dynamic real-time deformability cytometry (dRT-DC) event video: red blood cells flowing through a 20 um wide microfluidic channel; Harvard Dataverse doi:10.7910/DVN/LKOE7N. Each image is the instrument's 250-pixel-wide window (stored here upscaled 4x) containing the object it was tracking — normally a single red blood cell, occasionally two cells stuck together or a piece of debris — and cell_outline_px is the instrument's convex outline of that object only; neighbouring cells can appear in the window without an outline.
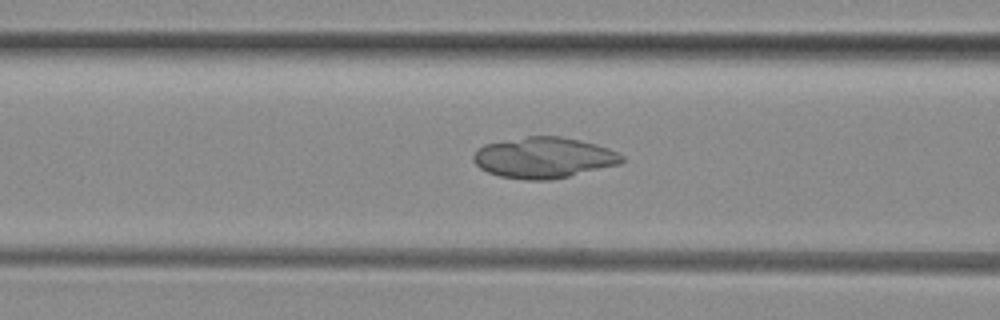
{"species": "common noctule bat (a hibernating species)", "species_latin": "Nyctalus noctula", "temperature_condition": "room temperature", "stored_images_in_passage": 47, "camera_frame_rate_fps": 3000, "um_per_image_px": 0.085, "animal": {"sex": "female", "body_mass_g": 29.2, "forearm_length_mm": 56.3}, "frame": {"image": 1, "passage_image": 16, "time_ms": 5.0, "image_size_px": [1000, 320], "cell_outline_px": [[624, 160], [620, 164], [568, 176], [548, 180], [524, 180], [500, 176], [488, 172], [480, 168], [472, 160], [472, 156], [476, 148], [484, 144], [528, 136], [560, 136], [580, 140], [596, 144], [608, 148], [624, 156]], "centroid_in_image_um": [46.19, 13.4], "position_along_channel_um": 120.4, "area_um2": 35.37}}
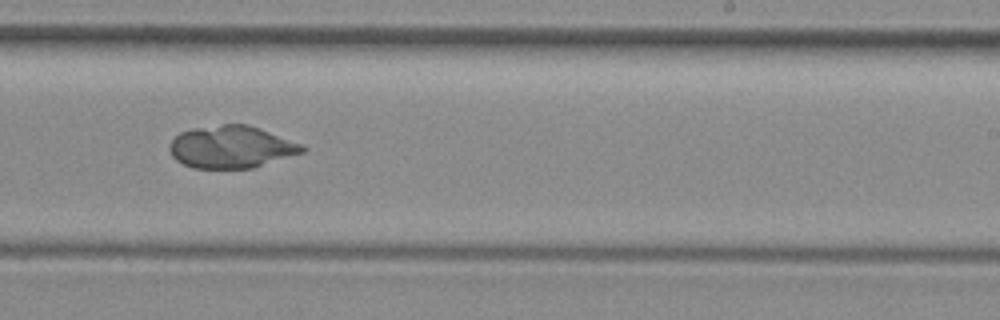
{"frame": {"image": 2, "passage_image": 27, "time_ms": 8.667, "image_size_px": [1000, 320], "cell_outline_px": [[308, 148], [304, 152], [252, 168], [192, 168], [176, 160], [172, 156], [168, 148], [172, 140], [180, 132], [192, 128], [224, 124], [248, 124], [260, 128], [300, 144]], "centroid_in_image_um": [19.64, 12.49], "position_along_channel_um": 269.4, "area_um2": 32.6}}
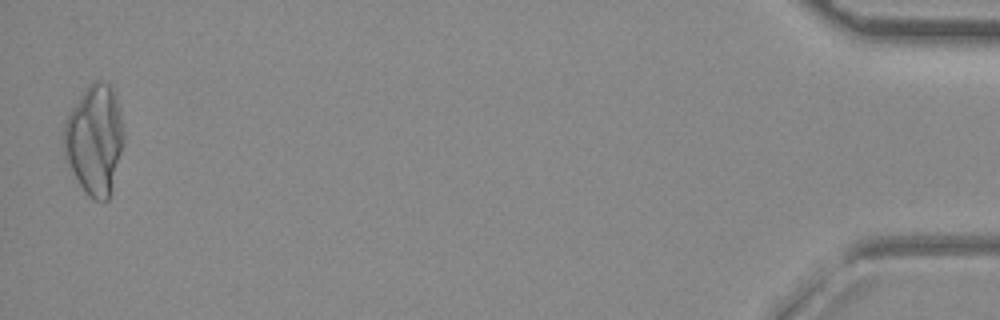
{"frame": {"image": 3, "passage_image": 46, "time_ms": 15.0, "image_size_px": [1000, 320], "cell_outline_px": [[124, 140], [108, 200], [96, 200], [88, 196], [80, 184], [64, 156], [64, 120], [68, 112], [88, 84], [92, 80], [100, 80], [108, 84], [112, 88], [116, 96], [120, 112], [124, 136]], "centroid_in_image_um": [8.03, 11.81], "position_along_channel_um": 427.2, "area_um2": 38.09}}